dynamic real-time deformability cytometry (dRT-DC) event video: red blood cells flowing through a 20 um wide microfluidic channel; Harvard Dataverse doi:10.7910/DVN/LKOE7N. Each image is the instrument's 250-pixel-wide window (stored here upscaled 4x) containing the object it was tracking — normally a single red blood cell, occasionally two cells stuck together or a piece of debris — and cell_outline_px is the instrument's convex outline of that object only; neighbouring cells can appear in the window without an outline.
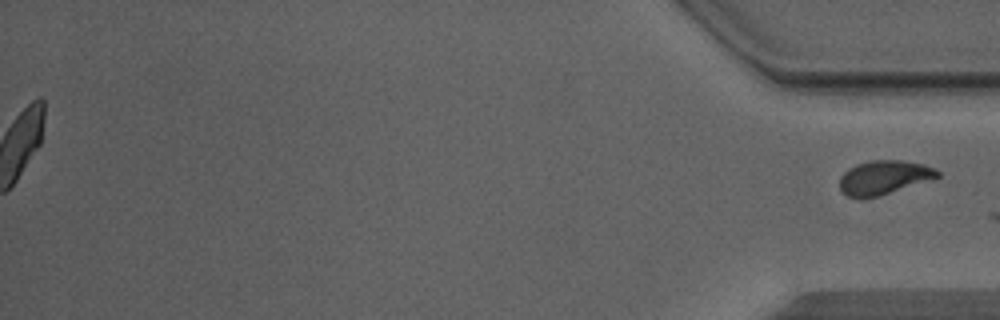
{"species": "Egyptian fruit bat (a non-hibernating species)", "species_latin": "Rousettus aegyptiacus", "temperature_condition": "warm", "stored_images_in_passage": 35, "segment_of_instrument_passage": [2, 2], "camera_frame_rate_fps": 3000, "um_per_image_px": 0.085, "animal": {"sex": "male"}, "frame": {"image": 1, "passage_image": 35, "time_ms": 11.333, "image_size_px": [1000, 320], "cell_outline_px": [[940, 176], [876, 196], [848, 196], [840, 188], [840, 176], [848, 168], [856, 164], [868, 160], [904, 160], [924, 164], [936, 168], [940, 172]], "centroid_in_image_um": [75.14, 15.02], "position_along_channel_um": 360.1, "area_um2": 18.84}}